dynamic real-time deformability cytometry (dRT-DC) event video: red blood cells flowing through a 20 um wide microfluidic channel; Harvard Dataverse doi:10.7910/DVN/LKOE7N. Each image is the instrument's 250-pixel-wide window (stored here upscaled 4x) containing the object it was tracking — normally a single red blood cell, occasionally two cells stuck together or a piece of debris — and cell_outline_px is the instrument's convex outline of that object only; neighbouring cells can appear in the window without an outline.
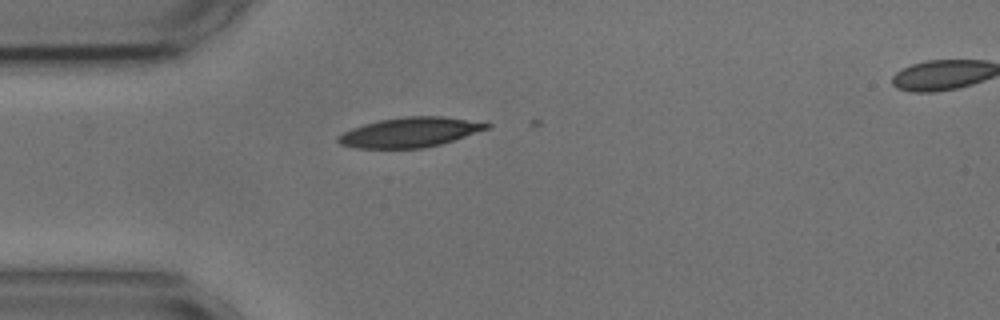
{"species": "common noctule bat (a hibernating species)", "species_latin": "Nyctalus noctula", "temperature_condition": "cold", "stored_images_in_passage": 3, "camera_frame_rate_fps": 3000, "um_per_image_px": 0.085, "animal": {"sex": "male", "body_mass_g": 17.9, "forearm_length_mm": 54.2}, "frame": {"image": 1, "passage_image": 2, "time_ms": 0.333, "image_size_px": [1000, 320], "cell_outline_px": [[492, 128], [440, 144], [424, 148], [356, 148], [340, 144], [336, 140], [336, 136], [352, 128], [364, 124], [380, 120], [408, 116], [444, 116], [488, 120], [492, 124]], "centroid_in_image_um": [34.97, 11.22], "position_along_channel_um": 50.0, "area_um2": 26.3}}